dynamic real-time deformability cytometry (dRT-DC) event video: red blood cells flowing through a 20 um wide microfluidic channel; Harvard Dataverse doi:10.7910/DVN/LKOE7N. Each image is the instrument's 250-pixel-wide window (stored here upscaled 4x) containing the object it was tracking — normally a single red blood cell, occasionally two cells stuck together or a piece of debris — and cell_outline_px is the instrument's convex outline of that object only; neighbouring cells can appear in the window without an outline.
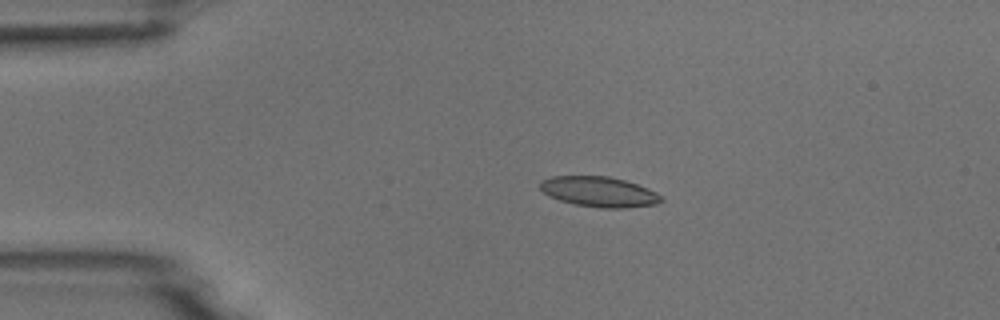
{"species": "common noctule bat (a hibernating species)", "species_latin": "Nyctalus noctula", "temperature_condition": "room temperature", "stored_images_in_passage": 4, "camera_frame_rate_fps": 3000, "um_per_image_px": 0.085, "animal": {"sex": "male", "body_mass_g": 18.8}, "frame": {"image": 1, "passage_image": 3, "time_ms": 2.333, "image_size_px": [1000, 320], "cell_outline_px": [[664, 200], [656, 204], [624, 208], [600, 208], [572, 204], [548, 196], [540, 188], [540, 180], [552, 176], [608, 176], [624, 180], [648, 188], [656, 192]], "centroid_in_image_um": [50.9, 16.3], "position_along_channel_um": 34.1, "area_um2": 21.39}}